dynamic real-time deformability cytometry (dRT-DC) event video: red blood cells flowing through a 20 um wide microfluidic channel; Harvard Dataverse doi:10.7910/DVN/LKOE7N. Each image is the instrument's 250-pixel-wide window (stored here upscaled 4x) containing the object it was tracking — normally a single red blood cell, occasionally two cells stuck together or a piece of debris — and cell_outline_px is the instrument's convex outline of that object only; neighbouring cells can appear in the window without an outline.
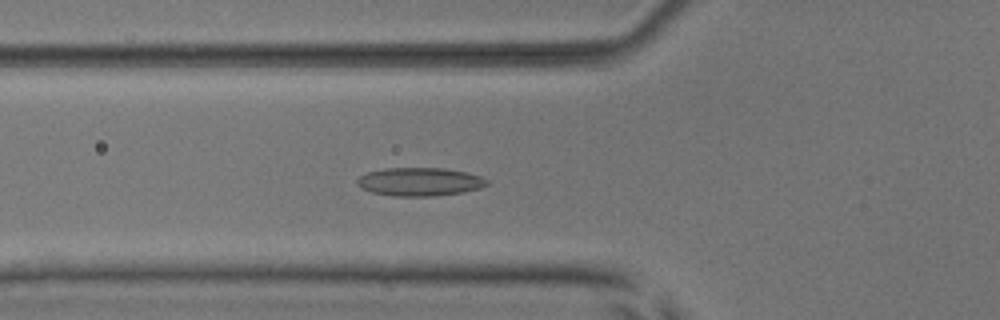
{"species": "common noctule bat (a hibernating species)", "species_latin": "Nyctalus noctula", "temperature_condition": "room temperature", "stored_images_in_passage": 52, "segment_of_instrument_passage": [1, 2], "camera_frame_rate_fps": 3000, "um_per_image_px": 0.085, "animal": {"sex": "male", "body_mass_g": 17.9, "forearm_length_mm": 54.2}, "frame": {"image": 1, "passage_image": 18, "time_ms": 5.667, "image_size_px": [1000, 320], "cell_outline_px": [[488, 184], [480, 188], [464, 192], [432, 196], [392, 196], [372, 192], [360, 188], [356, 184], [356, 180], [360, 176], [368, 172], [384, 168], [444, 168], [468, 172], [480, 176], [488, 180]], "centroid_in_image_um": [35.67, 15.45], "position_along_channel_um": 90.1, "area_um2": 21.56}}
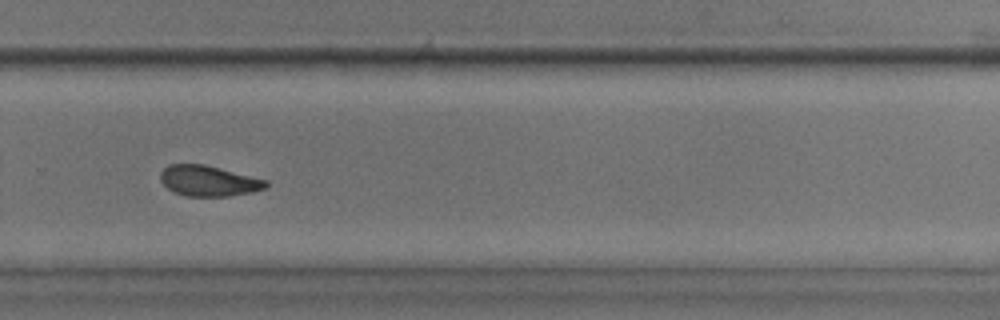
{"frame": {"image": 2, "passage_image": 35, "time_ms": 11.333, "image_size_px": [1000, 320], "cell_outline_px": [[268, 184], [264, 188], [252, 192], [228, 196], [184, 196], [168, 188], [160, 180], [160, 172], [168, 164], [204, 164], [268, 180]], "centroid_in_image_um": [17.72, 15.37], "position_along_channel_um": 312.1, "area_um2": 18.73}}
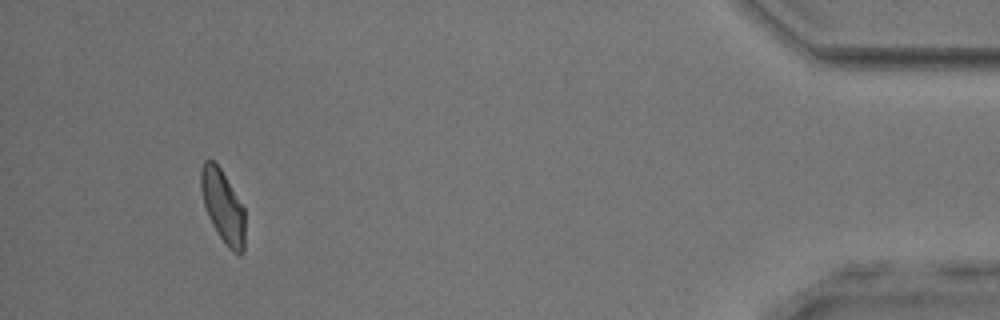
{"frame": {"image": 3, "passage_image": 48, "time_ms": 15.667, "image_size_px": [1000, 320], "cell_outline_px": [[244, 252], [240, 256], [232, 252], [228, 248], [212, 224], [208, 216], [204, 204], [200, 188], [200, 168], [204, 160], [212, 160], [220, 168], [244, 208]], "centroid_in_image_um": [18.93, 17.56], "position_along_channel_um": 416.3, "area_um2": 18.55}}